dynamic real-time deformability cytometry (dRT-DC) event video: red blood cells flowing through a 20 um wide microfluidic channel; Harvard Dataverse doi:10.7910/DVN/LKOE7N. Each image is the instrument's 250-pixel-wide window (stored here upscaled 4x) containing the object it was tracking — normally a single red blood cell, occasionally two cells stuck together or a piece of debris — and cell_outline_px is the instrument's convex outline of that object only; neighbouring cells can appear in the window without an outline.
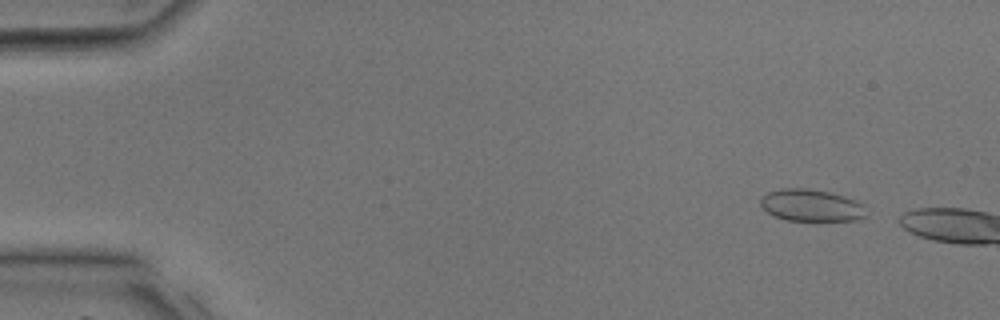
{"species": "common noctule bat (a hibernating species)", "species_latin": "Nyctalus noctula", "temperature_condition": "room temperature", "stored_images_in_passage": 5, "camera_frame_rate_fps": 3000, "um_per_image_px": 0.085, "animal": {"sex": "male", "body_mass_g": 17.9, "forearm_length_mm": 54.2}, "frame": {"image": 1, "passage_image": 3, "time_ms": 0.667, "image_size_px": [1000, 320], "cell_outline_px": [[868, 216], [860, 220], [820, 224], [784, 220], [772, 216], [760, 204], [760, 200], [768, 192], [784, 188], [808, 188], [828, 192], [844, 196], [856, 200], [860, 204]], "centroid_in_image_um": [69.0, 17.53], "position_along_channel_um": 16.0, "area_um2": 20.69}}